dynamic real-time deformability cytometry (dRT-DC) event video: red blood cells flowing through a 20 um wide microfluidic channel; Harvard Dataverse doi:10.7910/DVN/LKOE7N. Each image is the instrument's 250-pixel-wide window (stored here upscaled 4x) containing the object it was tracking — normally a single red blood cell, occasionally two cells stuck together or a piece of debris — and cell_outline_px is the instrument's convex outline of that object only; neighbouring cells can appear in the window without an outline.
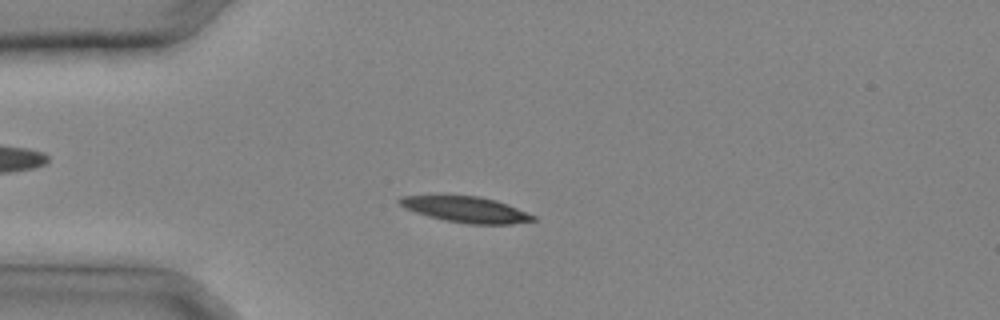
{"species": "common noctule bat (a hibernating species)", "species_latin": "Nyctalus noctula", "temperature_condition": "cold", "stored_images_in_passage": 31, "camera_frame_rate_fps": 3000, "um_per_image_px": 0.085, "animal": {"sex": "male", "body_mass_g": 20.4}, "frame": {"image": 1, "passage_image": 8, "time_ms": 2.333, "image_size_px": [1000, 320], "cell_outline_px": [[536, 220], [512, 224], [468, 224], [444, 220], [428, 216], [404, 208], [396, 200], [400, 196], [480, 196], [496, 200], [508, 204], [536, 216]], "centroid_in_image_um": [39.62, 17.81], "position_along_channel_um": 45.4, "area_um2": 20.06}}
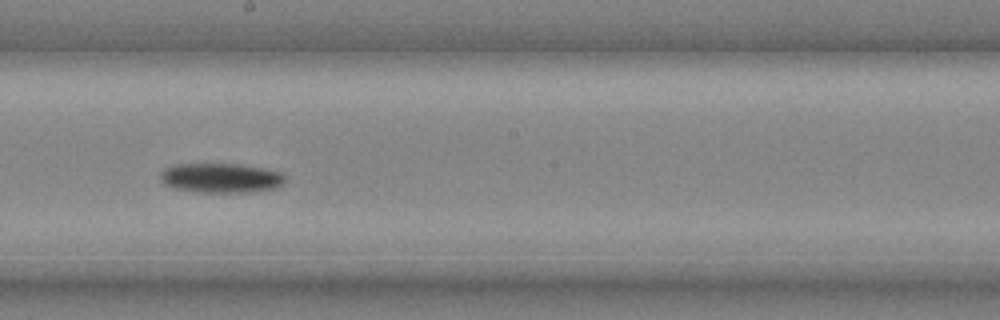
{"frame": {"image": 2, "passage_image": 18, "time_ms": 5.667, "image_size_px": [1000, 320], "cell_outline_px": [[284, 184], [276, 188], [256, 192], [196, 192], [172, 188], [164, 184], [160, 180], [160, 172], [164, 168], [176, 164], [240, 164], [280, 172], [284, 176]], "centroid_in_image_um": [18.74, 15.14], "position_along_channel_um": 229.5, "area_um2": 21.68}}
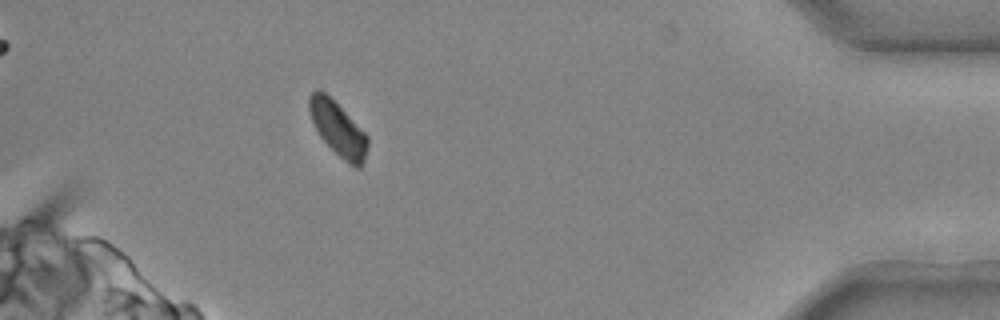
{"frame": {"image": 3, "passage_image": 29, "time_ms": 9.333, "image_size_px": [1000, 320], "cell_outline_px": [[368, 144], [364, 160], [360, 168], [356, 168], [348, 164], [320, 136], [312, 120], [308, 108], [308, 96], [316, 88], [320, 88], [368, 136]], "centroid_in_image_um": [28.71, 10.94], "position_along_channel_um": 406.5, "area_um2": 17.92}}